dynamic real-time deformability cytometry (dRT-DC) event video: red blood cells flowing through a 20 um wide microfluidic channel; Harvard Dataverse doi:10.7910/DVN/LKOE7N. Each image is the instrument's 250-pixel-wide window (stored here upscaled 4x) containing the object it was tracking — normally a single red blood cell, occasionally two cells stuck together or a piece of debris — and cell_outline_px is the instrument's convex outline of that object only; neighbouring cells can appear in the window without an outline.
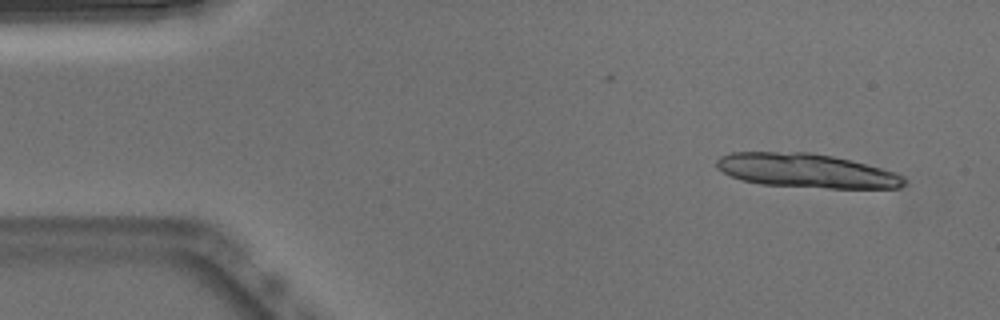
{"species": "Egyptian fruit bat (a non-hibernating species)", "species_latin": "Rousettus aegyptiacus", "temperature_condition": "warm", "stored_images_in_passage": 13, "camera_frame_rate_fps": 3000, "um_per_image_px": 0.085, "animal": {"sex": "male"}, "frame": {"image": 1, "passage_image": 4, "time_ms": 1.0, "image_size_px": [1000, 320], "cell_outline_px": [[904, 184], [900, 188], [828, 188], [760, 184], [740, 180], [716, 168], [716, 160], [720, 156], [732, 152], [808, 152], [832, 156], [896, 172], [904, 176]], "centroid_in_image_um": [68.51, 14.51], "position_along_channel_um": 16.5, "area_um2": 37.05}}